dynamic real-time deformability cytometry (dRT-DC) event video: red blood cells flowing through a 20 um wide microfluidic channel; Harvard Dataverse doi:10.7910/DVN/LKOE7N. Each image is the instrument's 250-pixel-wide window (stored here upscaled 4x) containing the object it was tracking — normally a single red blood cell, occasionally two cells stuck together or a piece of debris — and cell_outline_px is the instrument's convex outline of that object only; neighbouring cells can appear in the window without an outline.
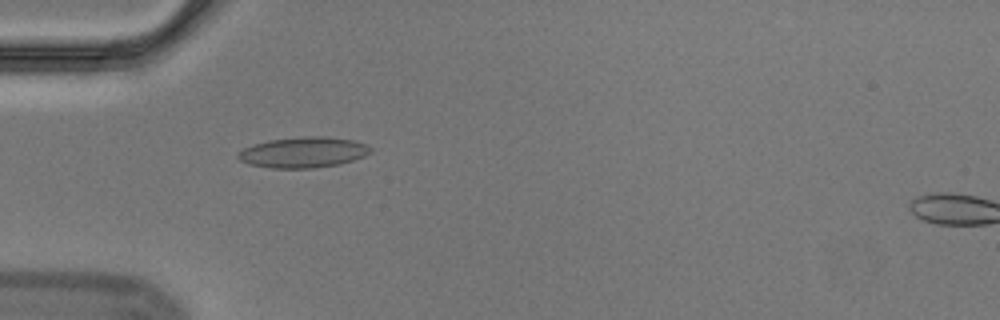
{"species": "Egyptian fruit bat (a non-hibernating species)", "species_latin": "Rousettus aegyptiacus", "temperature_condition": "cold", "stored_images_in_passage": 46, "camera_frame_rate_fps": 3000, "um_per_image_px": 0.085, "animal": {"sex": "male"}, "frame": {"image": 1, "passage_image": 7, "time_ms": 2.0, "image_size_px": [1000, 320], "cell_outline_px": [[372, 152], [364, 156], [340, 164], [312, 168], [272, 168], [248, 164], [240, 160], [236, 156], [244, 148], [252, 144], [268, 140], [304, 136], [328, 136], [352, 140], [364, 144], [372, 148]], "centroid_in_image_um": [25.77, 12.94], "position_along_channel_um": 59.2, "area_um2": 23.7}}
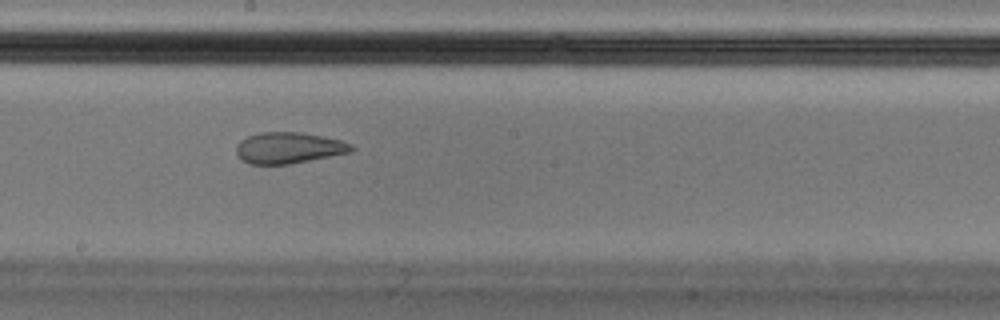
{"frame": {"image": 2, "passage_image": 21, "time_ms": 6.667, "image_size_px": [1000, 320], "cell_outline_px": [[356, 148], [352, 152], [288, 164], [252, 164], [244, 160], [236, 152], [236, 144], [240, 140], [248, 136], [260, 132], [300, 132], [340, 140], [352, 144]], "centroid_in_image_um": [24.55, 12.56], "position_along_channel_um": 223.6, "area_um2": 20.75}}
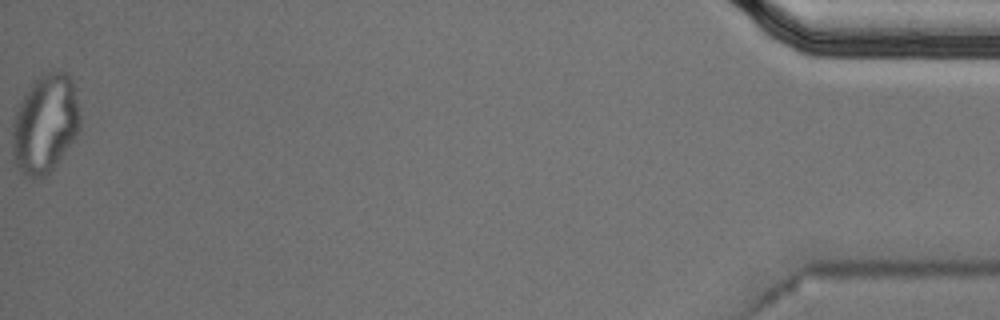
{"frame": {"image": 3, "passage_image": 46, "time_ms": 15.0, "image_size_px": [1000, 320], "cell_outline_px": [[80, 132], [56, 164], [44, 176], [32, 180], [24, 176], [20, 172], [12, 156], [12, 120], [28, 88], [40, 76], [48, 72], [64, 72], [72, 80], [80, 116]], "centroid_in_image_um": [3.82, 10.58], "position_along_channel_um": 431.4, "area_um2": 38.84}, "authors_computed_cell_mechanics": {"area_um2": 22.542, "velocity_mm_per_s": 3.5969, "shape_relaxation_time_tau1_ms": null, "shape_relaxation_time_tau2_ms": 1.6632, "deformation_change_tau1": null, "deformation_change_tau2": 0.0776}}